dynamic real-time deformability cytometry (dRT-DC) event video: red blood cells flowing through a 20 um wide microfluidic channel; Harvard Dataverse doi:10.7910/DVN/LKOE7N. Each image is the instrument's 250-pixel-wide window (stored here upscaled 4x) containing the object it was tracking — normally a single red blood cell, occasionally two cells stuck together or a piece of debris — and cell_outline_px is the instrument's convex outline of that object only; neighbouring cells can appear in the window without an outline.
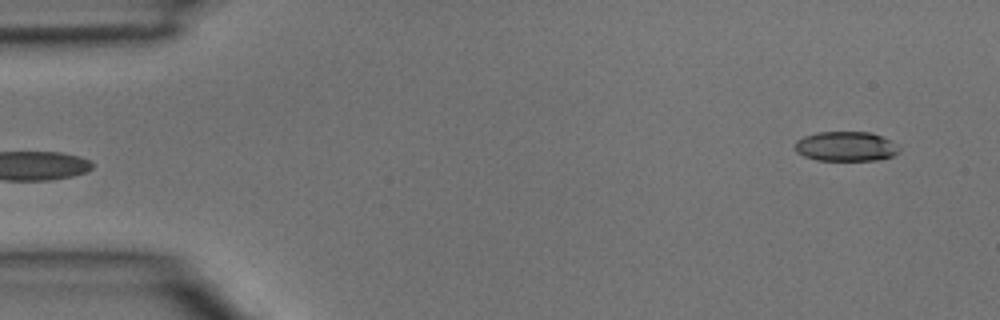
{"species": "common noctule bat (a hibernating species)", "species_latin": "Nyctalus noctula", "temperature_condition": "room temperature", "stored_images_in_passage": 4, "segment_of_instrument_passage": [2, 2], "camera_frame_rate_fps": 3000, "um_per_image_px": 0.085, "animal": {"sex": "male", "body_mass_g": 15.6}, "frame": {"image": 1, "passage_image": 4, "time_ms": 1.0, "image_size_px": [1000, 320], "cell_outline_px": [[900, 152], [892, 156], [876, 160], [816, 160], [804, 156], [796, 152], [796, 140], [804, 136], [816, 132], [868, 132], [880, 136], [888, 140], [900, 148]], "centroid_in_image_um": [71.87, 12.45], "position_along_channel_um": 13.1, "area_um2": 17.86}}